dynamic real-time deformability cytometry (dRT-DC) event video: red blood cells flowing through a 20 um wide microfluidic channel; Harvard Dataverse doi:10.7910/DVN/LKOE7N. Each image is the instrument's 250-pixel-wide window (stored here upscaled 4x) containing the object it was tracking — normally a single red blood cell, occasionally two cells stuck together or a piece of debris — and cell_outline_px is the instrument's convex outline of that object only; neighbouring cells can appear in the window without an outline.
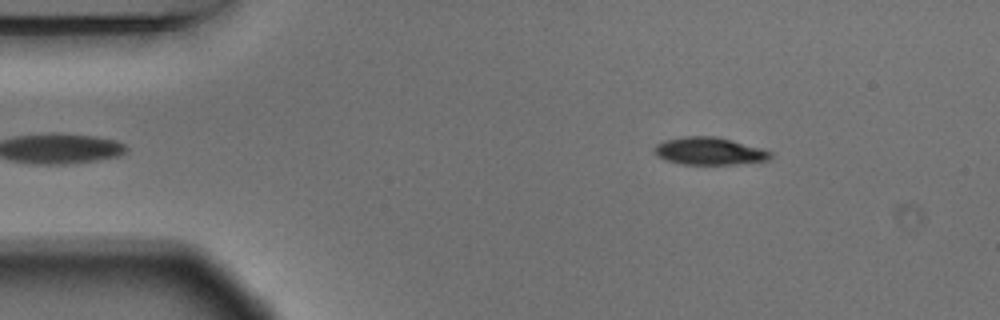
{"species": "Egyptian fruit bat (a non-hibernating species)", "species_latin": "Rousettus aegyptiacus", "temperature_condition": "warm", "stored_images_in_passage": 40, "camera_frame_rate_fps": 3000, "um_per_image_px": 0.085, "animal": {"sex": "male"}, "frame": {"image": 1, "passage_image": 2, "time_ms": 0.333, "image_size_px": [1000, 320], "cell_outline_px": [[772, 160], [736, 164], [680, 164], [664, 160], [656, 156], [652, 152], [656, 144], [664, 140], [684, 136], [716, 136], [764, 148], [772, 152]], "centroid_in_image_um": [60.3, 12.84], "position_along_channel_um": 24.7, "area_um2": 19.02}}
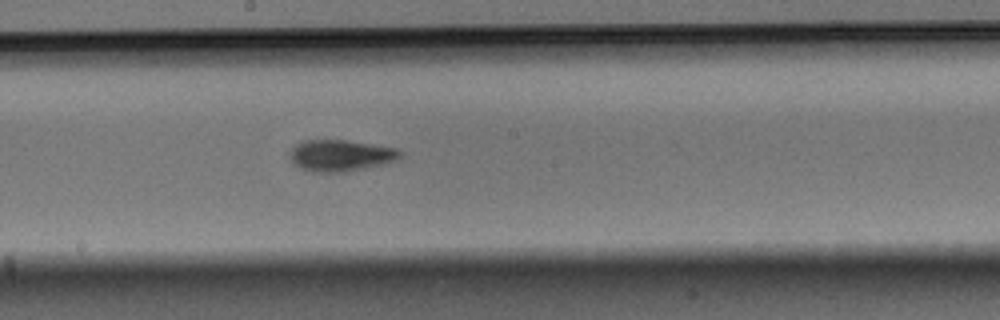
{"frame": {"image": 2, "passage_image": 23, "time_ms": 7.333, "image_size_px": [1000, 320], "cell_outline_px": [[404, 152], [400, 156], [392, 160], [380, 164], [364, 168], [344, 172], [312, 172], [300, 168], [288, 156], [288, 152], [296, 144], [304, 140], [344, 140], [396, 148]], "centroid_in_image_um": [28.89, 13.21], "position_along_channel_um": 219.3, "area_um2": 19.94}}
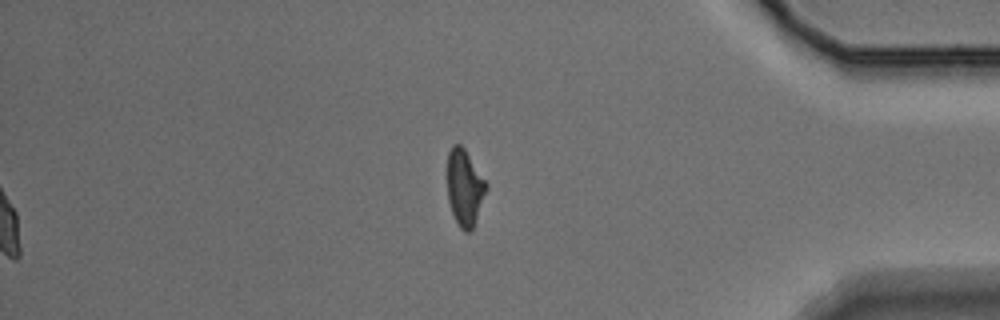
{"frame": {"image": 3, "passage_image": 40, "time_ms": 13.0, "image_size_px": [1000, 320], "cell_outline_px": [[488, 188], [472, 232], [464, 232], [460, 228], [452, 212], [448, 200], [448, 152], [452, 144], [460, 144], [464, 148], [488, 184]], "centroid_in_image_um": [39.51, 15.97], "position_along_channel_um": 395.7, "area_um2": 17.4}, "authors_computed_cell_mechanics": {"area_um2": 19.5653, "velocity_mm_per_s": 3.6783, "shape_relaxation_time_tau1_ms": 3.0317, "shape_relaxation_time_tau2_ms": 3.9957, "deformation_change_tau1": 0.1678, "deformation_change_tau2": 0.0943}}